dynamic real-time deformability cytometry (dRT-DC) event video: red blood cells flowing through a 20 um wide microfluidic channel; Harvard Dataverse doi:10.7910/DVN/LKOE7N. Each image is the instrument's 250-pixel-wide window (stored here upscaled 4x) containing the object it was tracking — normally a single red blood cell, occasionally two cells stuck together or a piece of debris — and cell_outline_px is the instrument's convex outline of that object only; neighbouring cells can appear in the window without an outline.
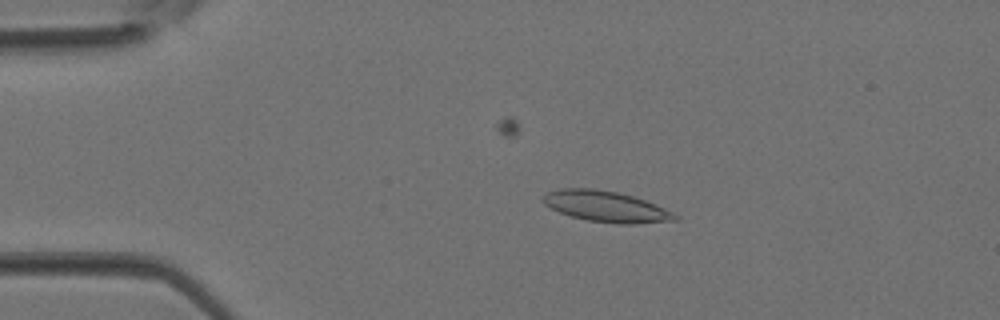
{"species": "Egyptian fruit bat (a non-hibernating species)", "species_latin": "Rousettus aegyptiacus", "temperature_condition": "room temperature", "stored_images_in_passage": 5, "camera_frame_rate_fps": 3000, "um_per_image_px": 0.085, "animal": {"sex": "female"}, "frame": {"image": 1, "passage_image": 3, "time_ms": 0.667, "image_size_px": [1000, 320], "cell_outline_px": [[680, 220], [636, 224], [620, 224], [588, 220], [572, 216], [560, 212], [544, 204], [540, 200], [548, 192], [560, 188], [592, 188], [616, 192], [632, 196], [644, 200], [664, 208], [680, 216]], "centroid_in_image_um": [51.53, 17.56], "position_along_channel_um": 33.5, "area_um2": 23.64}}
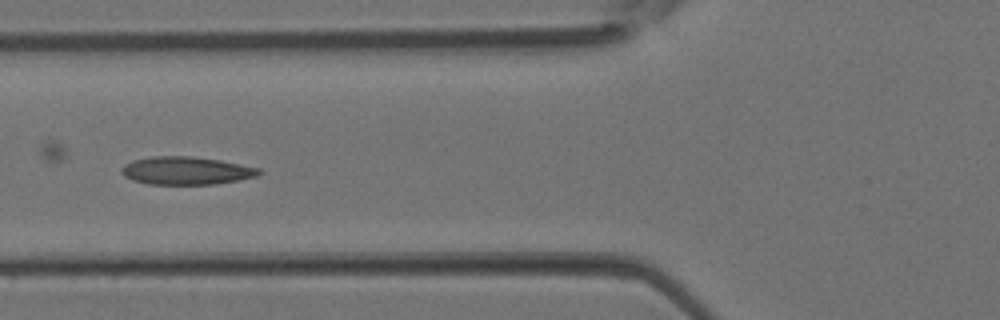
{"frame": {"image": 2, "passage_image": 5, "time_ms": 1.333, "image_size_px": [1000, 320], "cell_outline_px": [[264, 172], [256, 176], [216, 184], [148, 184], [132, 180], [124, 176], [120, 172], [120, 168], [124, 164], [132, 160], [152, 156], [192, 156], [220, 160], [260, 168]], "centroid_in_image_um": [15.79, 14.5], "position_along_channel_um": 110.0, "area_um2": 22.48}}